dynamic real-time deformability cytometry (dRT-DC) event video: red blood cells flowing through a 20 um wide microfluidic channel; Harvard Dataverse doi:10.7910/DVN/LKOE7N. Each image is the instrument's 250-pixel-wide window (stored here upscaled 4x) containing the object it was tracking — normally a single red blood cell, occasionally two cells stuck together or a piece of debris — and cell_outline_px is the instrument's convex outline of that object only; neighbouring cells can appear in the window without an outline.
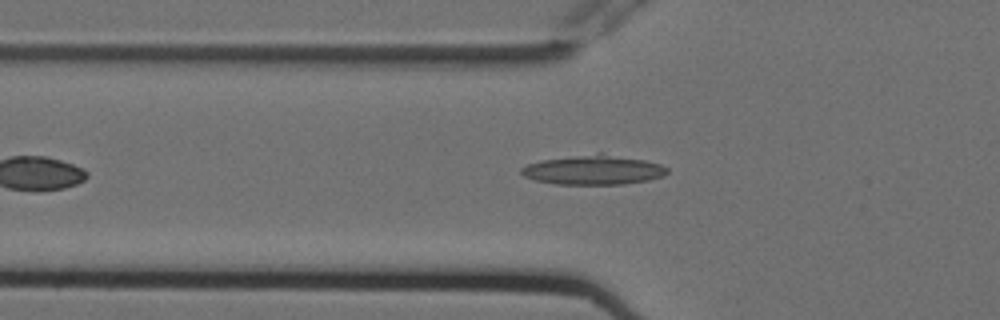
{"species": "Egyptian fruit bat (a non-hibernating species)", "species_latin": "Rousettus aegyptiacus", "temperature_condition": "cold", "stored_images_in_passage": 11, "camera_frame_rate_fps": 3000, "um_per_image_px": 0.085, "animal": {"sex": "female"}, "frame": {"image": 1, "passage_image": 5, "time_ms": 1.333, "image_size_px": [1000, 320], "cell_outline_px": [[668, 172], [664, 176], [648, 180], [624, 184], [556, 184], [536, 180], [524, 176], [520, 172], [520, 168], [528, 164], [540, 160], [596, 152], [600, 152], [644, 160], [660, 164], [668, 168]], "centroid_in_image_um": [50.44, 14.43], "position_along_channel_um": 75.4, "area_um2": 25.26}}
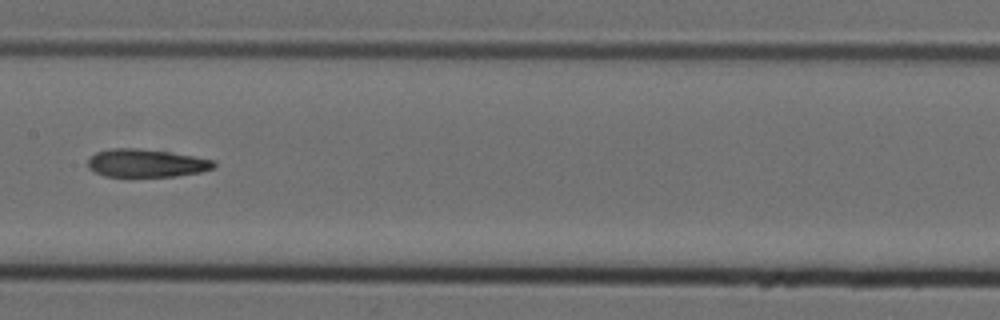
{"frame": {"image": 2, "passage_image": 8, "time_ms": 2.333, "image_size_px": [1000, 320], "cell_outline_px": [[216, 164], [212, 168], [200, 172], [176, 176], [104, 176], [88, 168], [88, 160], [96, 152], [112, 148], [140, 148], [168, 152], [216, 160]], "centroid_in_image_um": [12.43, 13.86], "position_along_channel_um": 195.0, "area_um2": 20.4}}
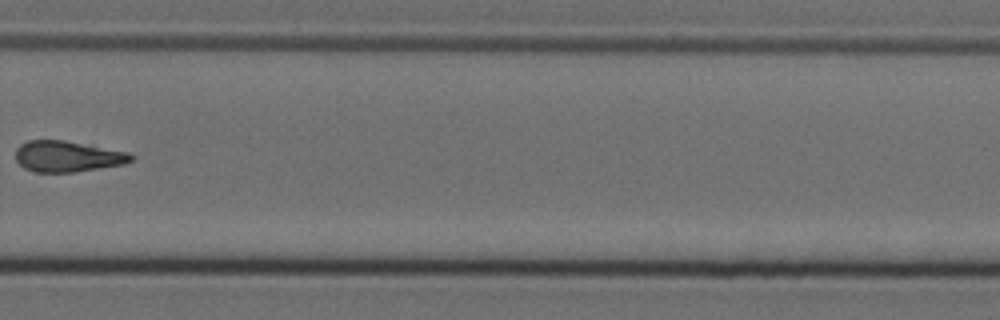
{"frame": {"image": 3, "passage_image": 11, "time_ms": 3.333, "image_size_px": [1000, 320], "cell_outline_px": [[136, 156], [132, 160], [124, 164], [76, 172], [32, 172], [24, 168], [16, 160], [16, 148], [20, 144], [28, 140], [64, 140], [128, 152]], "centroid_in_image_um": [5.73, 13.3], "position_along_channel_um": 324.1, "area_um2": 20.92}}